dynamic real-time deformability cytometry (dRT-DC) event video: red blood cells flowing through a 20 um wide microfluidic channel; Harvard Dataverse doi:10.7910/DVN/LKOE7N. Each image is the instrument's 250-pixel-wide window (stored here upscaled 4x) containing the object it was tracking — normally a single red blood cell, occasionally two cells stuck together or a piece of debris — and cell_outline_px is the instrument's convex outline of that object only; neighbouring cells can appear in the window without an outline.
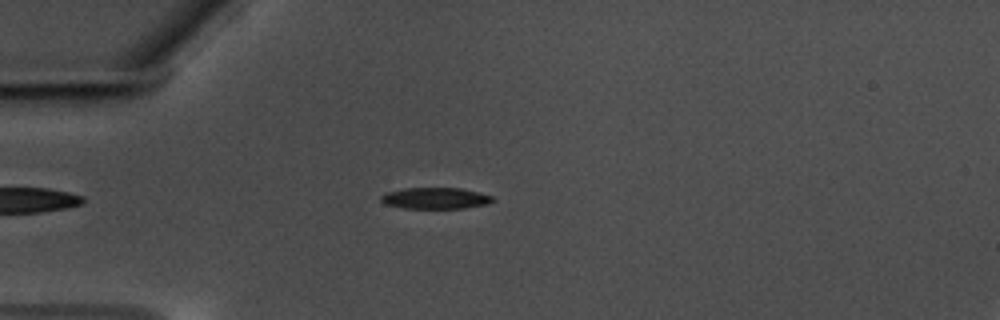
{"species": "common noctule bat (a hibernating species)", "species_latin": "Nyctalus noctula", "temperature_condition": "warm", "stored_images_in_passage": 50, "camera_frame_rate_fps": 3000, "um_per_image_px": 0.085, "animal": {"sex": "male", "body_mass_g": 17.5, "forearm_length_mm": 52.3}, "frame": {"image": 1, "passage_image": 8, "time_ms": 2.333, "image_size_px": [1000, 320], "cell_outline_px": [[496, 200], [488, 204], [464, 208], [404, 208], [384, 204], [380, 200], [380, 196], [388, 192], [404, 188], [460, 188], [480, 192], [492, 196]], "centroid_in_image_um": [37.03, 16.85], "position_along_channel_um": 48.0, "area_um2": 13.93}}
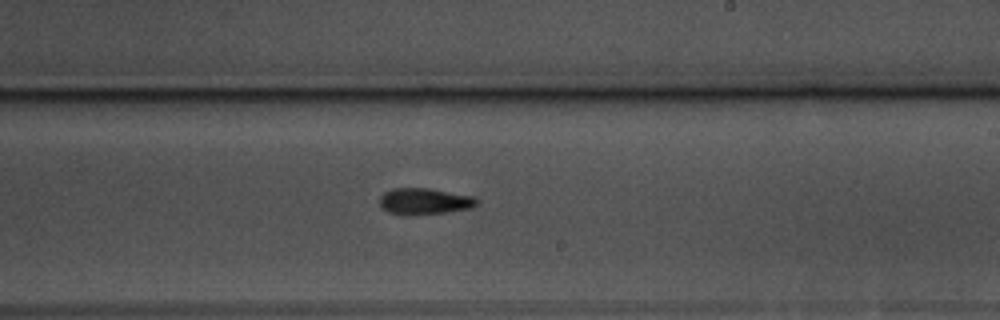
{"frame": {"image": 2, "passage_image": 27, "time_ms": 8.667, "image_size_px": [1000, 320], "cell_outline_px": [[480, 200], [472, 208], [444, 212], [412, 216], [408, 216], [388, 212], [380, 208], [380, 196], [384, 192], [392, 188], [428, 188], [476, 196]], "centroid_in_image_um": [36.07, 17.11], "position_along_channel_um": 252.9, "area_um2": 15.26}}
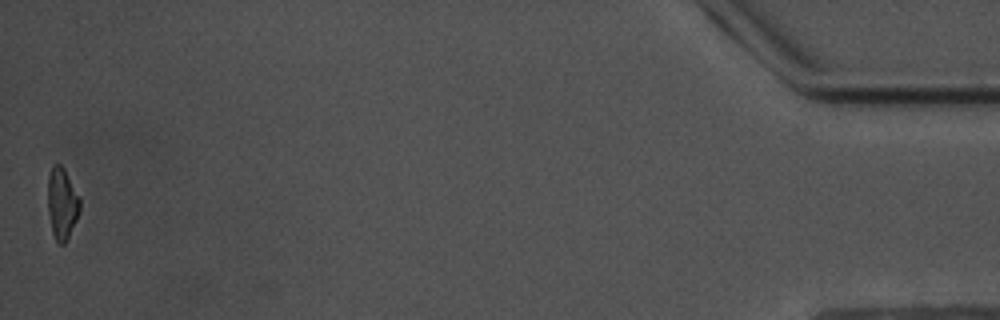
{"frame": {"image": 3, "passage_image": 50, "time_ms": 16.333, "image_size_px": [1000, 320], "cell_outline_px": [[80, 208], [76, 220], [64, 244], [60, 244], [56, 240], [52, 232], [48, 212], [48, 176], [52, 164], [60, 164], [64, 168], [80, 196]], "centroid_in_image_um": [5.27, 17.25], "position_along_channel_um": 429.9, "area_um2": 13.35}, "authors_computed_cell_mechanics": {"area_um2": 14.4789, "velocity_mm_per_s": 3.5128, "shape_relaxation_time_tau1_ms": 3.6854, "shape_relaxation_time_tau2_ms": 6.8564, "deformation_change_tau1": 0.1572, "deformation_change_tau2": 0.164}}